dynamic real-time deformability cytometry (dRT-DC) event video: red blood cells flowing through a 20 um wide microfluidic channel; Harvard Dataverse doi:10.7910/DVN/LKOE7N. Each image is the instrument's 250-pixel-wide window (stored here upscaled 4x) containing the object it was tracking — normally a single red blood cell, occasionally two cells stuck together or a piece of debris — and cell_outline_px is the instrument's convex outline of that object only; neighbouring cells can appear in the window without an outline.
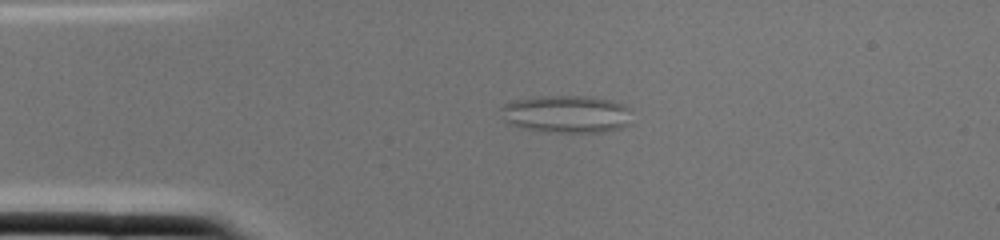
{"species": "common noctule bat (a hibernating species)", "species_latin": "Nyctalus noctula", "temperature_condition": "cold", "stored_images_in_passage": 3, "camera_frame_rate_fps": 3000, "um_per_image_px": 0.085, "animal": {"sex": "female", "body_mass_g": 22.0, "forearm_length_mm": 56.7}, "frame": {"image": 1, "passage_image": 3, "time_ms": 0.667, "image_size_px": [1000, 240], "cell_outline_px": [[632, 124], [620, 128], [604, 132], [556, 132], [524, 128], [512, 124], [504, 120], [500, 108], [504, 104], [516, 100], [540, 96], [592, 96], [624, 104], [632, 108]], "centroid_in_image_um": [48.25, 9.69], "position_along_channel_um": 36.8, "area_um2": 28.84}}